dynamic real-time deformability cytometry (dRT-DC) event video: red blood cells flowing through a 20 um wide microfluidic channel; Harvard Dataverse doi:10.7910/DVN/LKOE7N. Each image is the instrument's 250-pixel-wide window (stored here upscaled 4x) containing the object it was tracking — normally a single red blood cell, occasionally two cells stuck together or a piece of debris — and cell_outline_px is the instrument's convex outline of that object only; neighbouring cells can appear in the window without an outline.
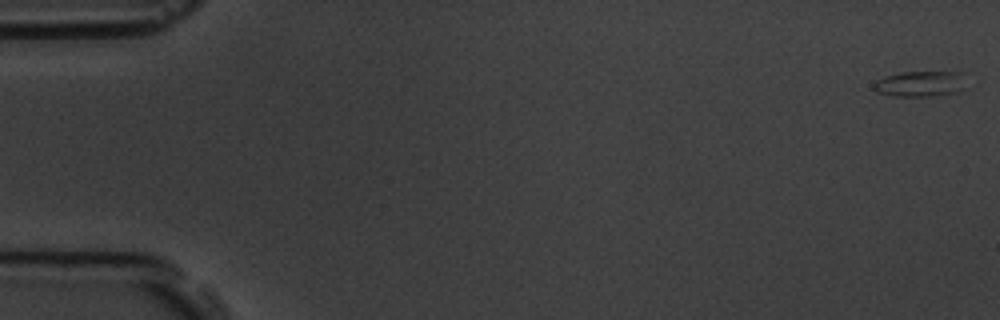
{"species": "common noctule bat (a hibernating species)", "species_latin": "Nyctalus noctula", "temperature_condition": "room temperature", "stored_images_in_passage": 19, "camera_frame_rate_fps": 3000, "um_per_image_px": 0.085, "animal": {"sex": "male", "body_mass_g": 19.5, "forearm_length_mm": 54.6}, "frame": {"image": 1, "passage_image": 1, "time_ms": 0.0, "image_size_px": [1000, 320], "cell_outline_px": [[964, 88], [960, 92], [928, 96], [892, 96], [876, 92], [872, 88], [872, 84], [876, 80], [884, 76], [900, 72], [960, 72]], "centroid_in_image_um": [78.13, 7.13], "position_along_channel_um": 6.9, "area_um2": 13.81}}
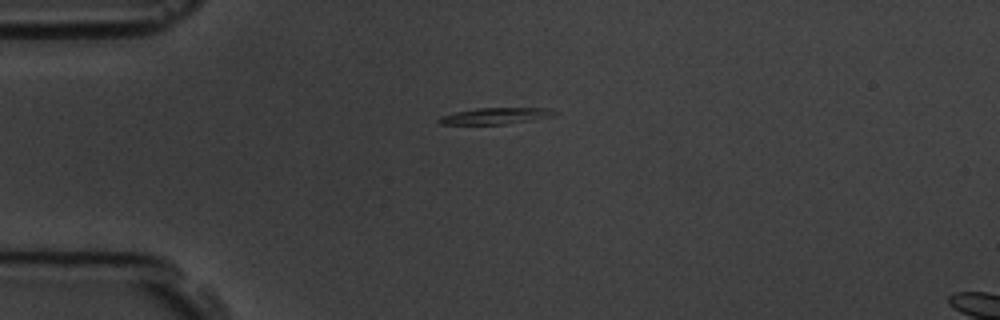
{"frame": {"image": 2, "passage_image": 15, "time_ms": 4.667, "image_size_px": [1000, 320], "cell_outline_px": [[560, 112], [548, 116], [528, 120], [504, 124], [440, 124], [436, 120], [440, 116], [456, 112], [476, 108], [548, 108]], "centroid_in_image_um": [42.05, 9.84], "position_along_channel_um": 43.0, "area_um2": 10.75}}